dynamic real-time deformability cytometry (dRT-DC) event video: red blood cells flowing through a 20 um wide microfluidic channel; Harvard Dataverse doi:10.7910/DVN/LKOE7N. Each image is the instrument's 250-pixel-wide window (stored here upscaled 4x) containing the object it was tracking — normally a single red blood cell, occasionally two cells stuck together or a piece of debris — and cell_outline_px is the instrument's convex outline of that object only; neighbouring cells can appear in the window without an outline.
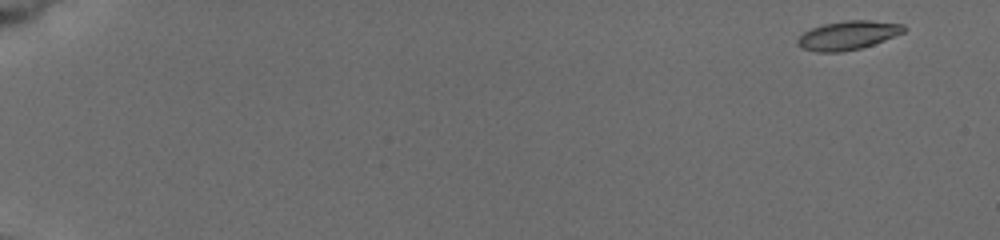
{"species": "common noctule bat (a hibernating species)", "species_latin": "Nyctalus noctula", "temperature_condition": "cold", "stored_images_in_passage": 46, "camera_frame_rate_fps": 3000, "um_per_image_px": 0.085, "animal": {"sex": "female", "body_mass_g": 19.5, "forearm_length_mm": 54.1}, "frame": {"image": 1, "passage_image": 1, "time_ms": 0.0, "image_size_px": [1000, 240], "cell_outline_px": [[908, 28], [904, 32], [884, 40], [860, 48], [840, 52], [816, 52], [800, 48], [796, 44], [796, 40], [804, 32], [812, 28], [824, 24], [844, 20], [872, 20], [904, 24]], "centroid_in_image_um": [72.07, 2.99], "position_along_channel_um": 12.9, "area_um2": 17.92}}
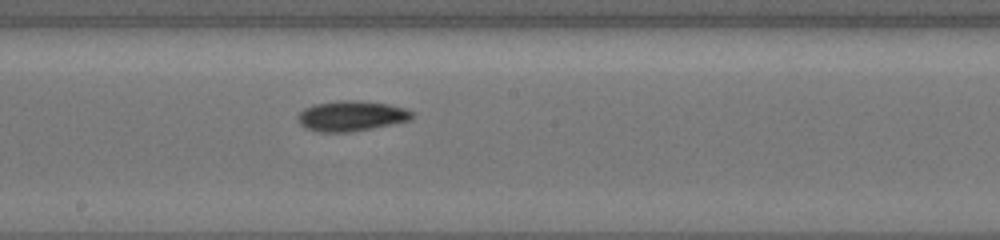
{"frame": {"image": 2, "passage_image": 27, "time_ms": 10.0, "image_size_px": [1000, 240], "cell_outline_px": [[416, 112], [412, 120], [372, 128], [348, 132], [320, 132], [308, 128], [300, 124], [296, 116], [304, 108], [312, 104], [336, 100], [356, 100], [388, 104], [408, 108]], "centroid_in_image_um": [29.9, 9.84], "position_along_channel_um": 218.3, "area_um2": 20.46}}
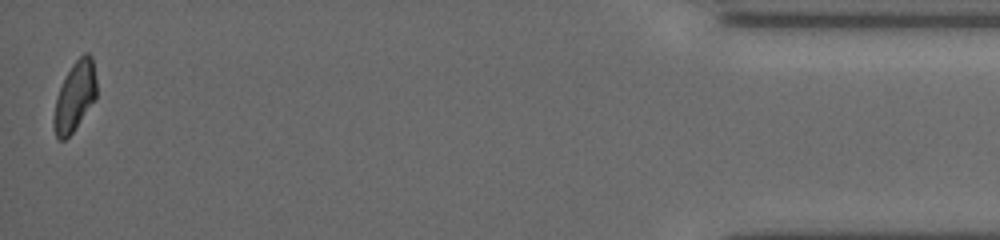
{"frame": {"image": 3, "passage_image": 46, "time_ms": 17.333, "image_size_px": [1000, 240], "cell_outline_px": [[96, 96], [72, 132], [64, 140], [60, 140], [56, 136], [52, 124], [52, 120], [56, 100], [60, 88], [72, 64], [84, 52], [88, 52], [92, 56], [96, 80]], "centroid_in_image_um": [6.34, 8.17], "position_along_channel_um": 428.9, "area_um2": 16.88}, "authors_computed_cell_mechanics": {"area_um2": 18.5249, "velocity_mm_per_s": 3.8617, "shape_relaxation_time_tau1_ms": 3.5461, "shape_relaxation_time_tau2_ms": 6.7829, "deformation_change_tau1": 0.1348, "deformation_change_tau2": 0.1315}}